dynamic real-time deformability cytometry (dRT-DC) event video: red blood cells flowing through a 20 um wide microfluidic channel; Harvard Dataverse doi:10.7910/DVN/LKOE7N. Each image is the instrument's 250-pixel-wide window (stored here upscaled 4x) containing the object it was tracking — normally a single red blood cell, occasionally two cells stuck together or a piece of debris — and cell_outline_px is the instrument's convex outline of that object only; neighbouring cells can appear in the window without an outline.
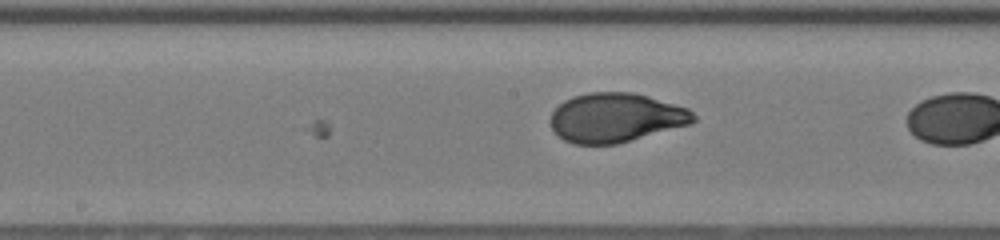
{"species": "human", "species_latin": "Homo sapiens", "temperature_condition": "room temperature", "stored_images_in_passage": 13, "camera_frame_rate_fps": 3000, "um_per_image_px": 0.085, "donor": {"sex": "female"}, "frame": {"image": 1, "passage_image": 13, "time_ms": 4.0, "image_size_px": [1000, 240], "cell_outline_px": [[696, 120], [692, 124], [616, 144], [572, 144], [564, 140], [552, 128], [552, 112], [564, 100], [572, 96], [588, 92], [632, 92], [648, 96], [688, 108], [696, 116]], "centroid_in_image_um": [52.37, 9.99], "position_along_channel_um": 195.8, "area_um2": 40.92}}